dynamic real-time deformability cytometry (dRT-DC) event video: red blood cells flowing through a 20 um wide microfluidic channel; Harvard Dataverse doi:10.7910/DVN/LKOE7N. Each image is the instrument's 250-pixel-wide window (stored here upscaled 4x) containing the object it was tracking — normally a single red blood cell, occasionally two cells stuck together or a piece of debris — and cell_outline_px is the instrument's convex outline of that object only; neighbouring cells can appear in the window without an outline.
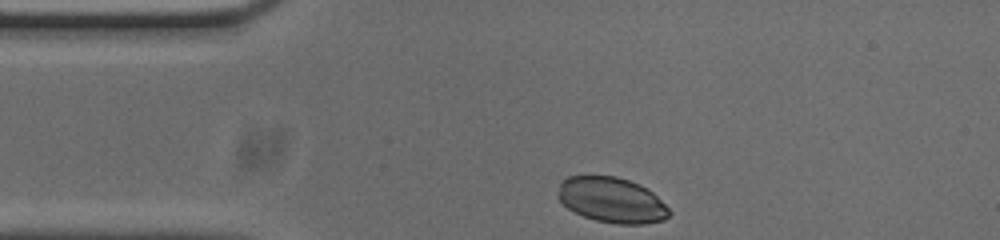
{"species": "common noctule bat (a hibernating species)", "species_latin": "Nyctalus noctula", "temperature_condition": "cold", "stored_images_in_passage": 33, "camera_frame_rate_fps": 3000, "um_per_image_px": 0.085, "animal": {"sex": "male", "body_mass_g": 20.0, "forearm_length_mm": 53.3}, "frame": {"image": 1, "passage_image": 1, "time_ms": 0.0, "image_size_px": [1000, 240], "cell_outline_px": [[672, 212], [664, 220], [644, 224], [616, 224], [596, 220], [584, 216], [568, 208], [556, 196], [560, 180], [568, 176], [616, 176], [640, 184], [648, 188]], "centroid_in_image_um": [51.98, 16.99], "position_along_channel_um": 33.0, "area_um2": 29.48}}
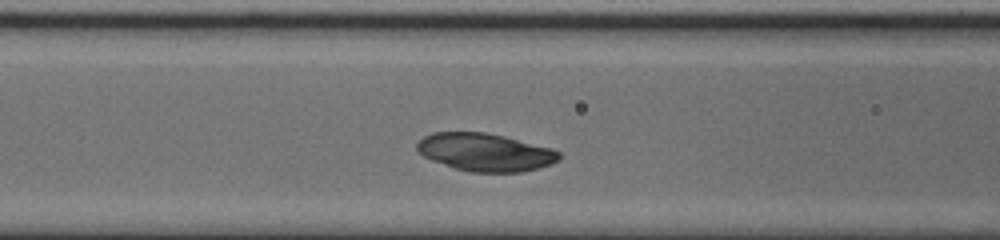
{"frame": {"image": 2, "passage_image": 11, "time_ms": 3.333, "image_size_px": [1000, 240], "cell_outline_px": [[560, 160], [552, 164], [540, 168], [520, 172], [468, 172], [432, 160], [416, 152], [416, 144], [424, 136], [432, 132], [484, 132], [504, 136], [552, 148], [560, 152]], "centroid_in_image_um": [41.25, 12.94], "position_along_channel_um": 125.3, "area_um2": 31.44}}
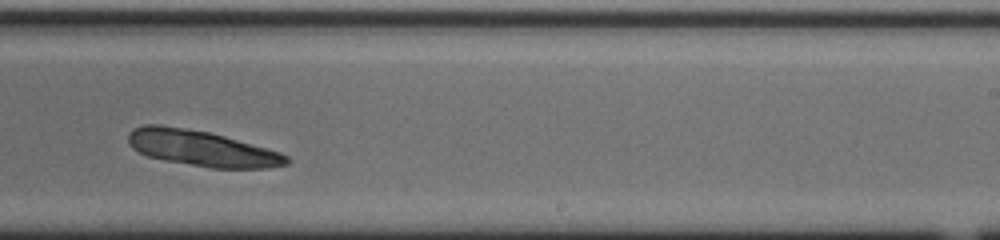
{"frame": {"image": 3, "passage_image": 23, "time_ms": 7.333, "image_size_px": [1000, 240], "cell_outline_px": [[292, 160], [288, 164], [264, 168], [208, 168], [164, 160], [148, 156], [132, 148], [128, 144], [128, 136], [132, 128], [144, 124], [160, 124], [208, 132], [224, 136], [280, 152], [288, 156]], "centroid_in_image_um": [17.12, 12.61], "position_along_channel_um": 271.9, "area_um2": 32.95}}